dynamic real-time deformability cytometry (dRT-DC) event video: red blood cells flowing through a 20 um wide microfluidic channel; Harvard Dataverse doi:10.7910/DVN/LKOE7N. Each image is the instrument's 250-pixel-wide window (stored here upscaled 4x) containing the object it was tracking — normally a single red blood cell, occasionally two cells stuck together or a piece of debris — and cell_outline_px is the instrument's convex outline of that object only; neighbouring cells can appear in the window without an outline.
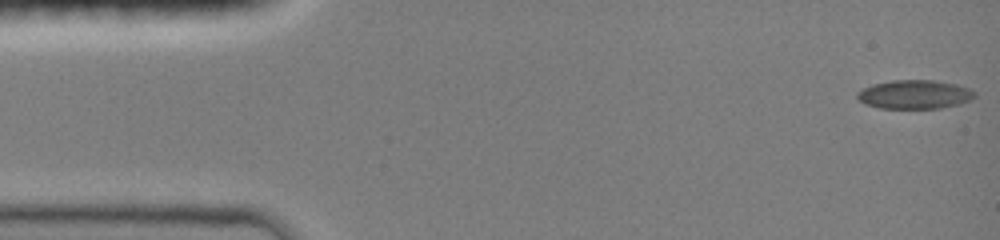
{"species": "common noctule bat (a hibernating species)", "species_latin": "Nyctalus noctula", "temperature_condition": "room temperature", "stored_images_in_passage": 47, "camera_frame_rate_fps": 3000, "um_per_image_px": 0.085, "animal": {"sex": "female", "body_mass_g": 19.0, "forearm_length_mm": 51.5}, "frame": {"image": 1, "passage_image": 1, "time_ms": 0.0, "image_size_px": [1000, 240], "cell_outline_px": [[976, 96], [960, 104], [940, 108], [880, 108], [864, 104], [856, 96], [856, 92], [872, 84], [892, 80], [932, 80], [956, 84], [968, 88], [976, 92]], "centroid_in_image_um": [77.73, 8.02], "position_along_channel_um": 7.3, "area_um2": 19.71}}
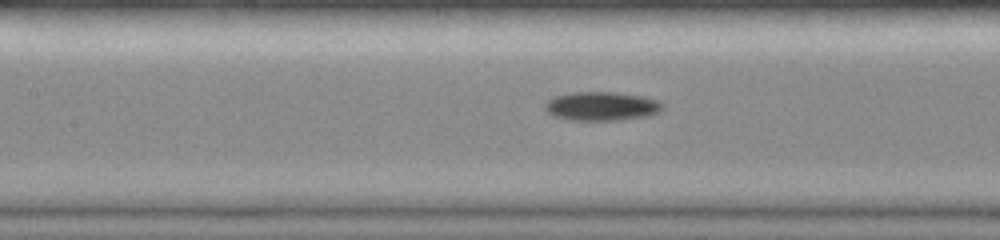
{"frame": {"image": 2, "passage_image": 21, "time_ms": 6.667, "image_size_px": [1000, 240], "cell_outline_px": [[664, 108], [660, 112], [648, 116], [620, 120], [568, 120], [552, 116], [544, 108], [544, 104], [552, 96], [572, 92], [616, 92], [640, 96], [656, 100], [664, 104]], "centroid_in_image_um": [51.11, 9.03], "position_along_channel_um": 156.3, "area_um2": 20.0}}
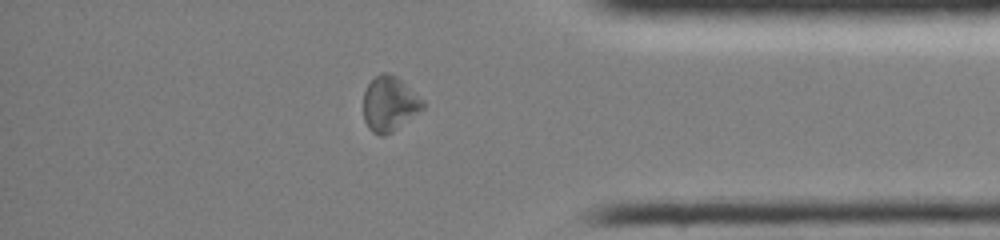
{"frame": {"image": 3, "passage_image": 40, "time_ms": 13.0, "image_size_px": [1000, 240], "cell_outline_px": [[424, 108], [392, 132], [384, 136], [380, 136], [372, 132], [368, 128], [364, 120], [364, 92], [368, 84], [380, 72], [388, 72], [396, 76], [424, 100]], "centroid_in_image_um": [33.09, 8.83], "position_along_channel_um": 402.1, "area_um2": 18.96}}